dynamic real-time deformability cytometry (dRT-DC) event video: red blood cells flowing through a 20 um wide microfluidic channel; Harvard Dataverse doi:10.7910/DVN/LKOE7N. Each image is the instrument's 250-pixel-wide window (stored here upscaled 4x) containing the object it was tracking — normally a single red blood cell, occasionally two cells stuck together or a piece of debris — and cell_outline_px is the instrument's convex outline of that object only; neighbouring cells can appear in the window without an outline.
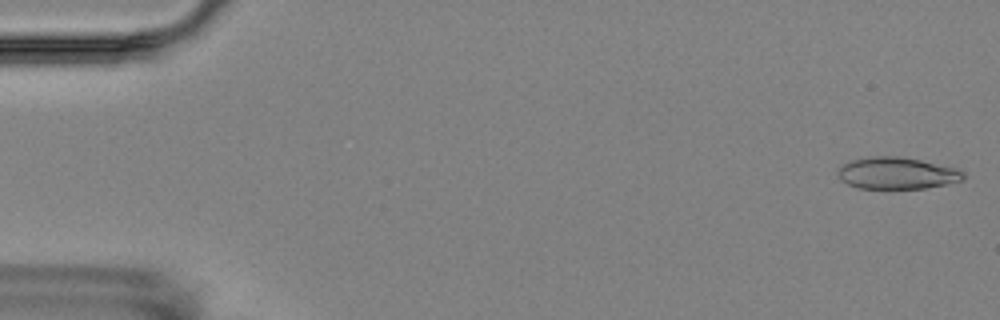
{"species": "Egyptian fruit bat (a non-hibernating species)", "species_latin": "Rousettus aegyptiacus", "temperature_condition": "room temperature", "stored_images_in_passage": 4, "camera_frame_rate_fps": 3000, "um_per_image_px": 0.085, "animal": {"sex": "female"}, "frame": {"image": 1, "passage_image": 1, "time_ms": 0.0, "image_size_px": [1000, 320], "cell_outline_px": [[964, 180], [924, 188], [888, 192], [856, 188], [840, 180], [836, 176], [836, 172], [840, 164], [852, 160], [868, 156], [900, 156], [920, 160], [956, 168], [964, 172]], "centroid_in_image_um": [76.14, 14.76], "position_along_channel_um": 8.9, "area_um2": 24.39}}